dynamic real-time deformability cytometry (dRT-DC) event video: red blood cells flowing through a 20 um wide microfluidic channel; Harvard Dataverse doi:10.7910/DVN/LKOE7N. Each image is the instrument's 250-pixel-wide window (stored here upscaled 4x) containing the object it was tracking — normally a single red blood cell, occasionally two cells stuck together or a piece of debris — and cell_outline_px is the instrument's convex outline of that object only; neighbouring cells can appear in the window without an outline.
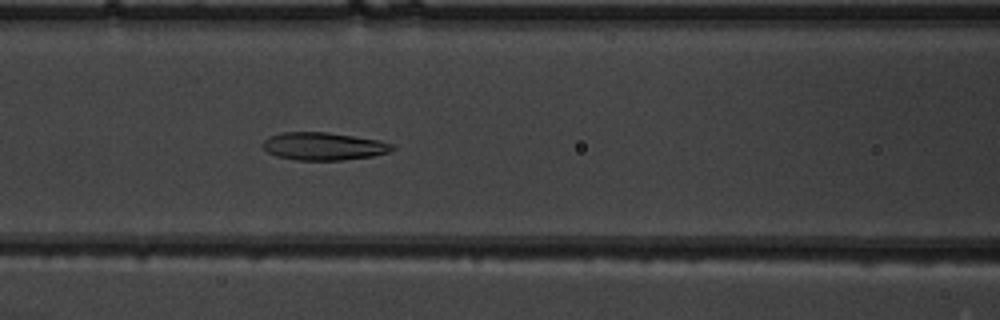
{"species": "common noctule bat (a hibernating species)", "species_latin": "Nyctalus noctula", "temperature_condition": "warm", "stored_images_in_passage": 50, "camera_frame_rate_fps": 3000, "um_per_image_px": 0.085, "animal": {"sex": "male", "body_mass_g": 19.5, "forearm_length_mm": 54.6}, "frame": {"image": 1, "passage_image": 21, "time_ms": 6.667, "image_size_px": [1000, 320], "cell_outline_px": [[396, 148], [388, 152], [372, 156], [344, 160], [296, 160], [276, 156], [268, 152], [260, 144], [268, 136], [284, 132], [328, 132], [380, 140], [392, 144]], "centroid_in_image_um": [27.49, 12.43], "position_along_channel_um": 139.1, "area_um2": 21.04}}
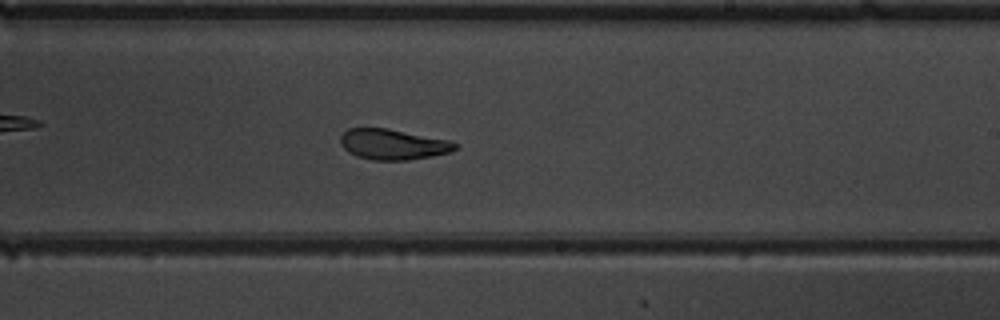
{"frame": {"image": 2, "passage_image": 30, "time_ms": 9.667, "image_size_px": [1000, 320], "cell_outline_px": [[456, 148], [448, 152], [432, 156], [408, 160], [372, 160], [356, 156], [348, 152], [340, 144], [340, 136], [348, 128], [388, 128], [448, 140], [456, 144]], "centroid_in_image_um": [33.34, 12.27], "position_along_channel_um": 255.7, "area_um2": 20.29}}
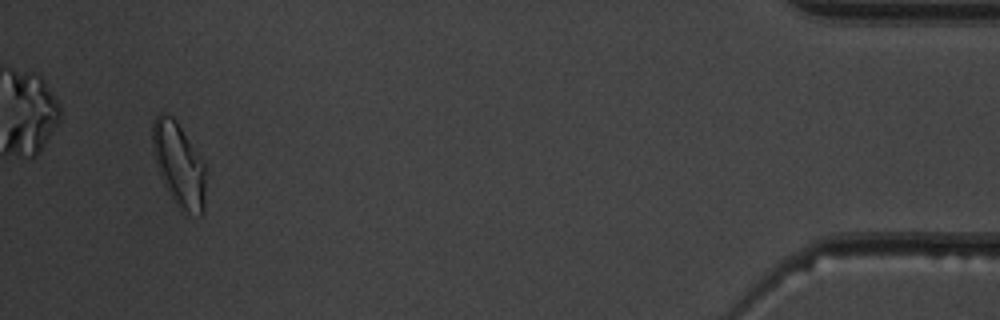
{"frame": {"image": 3, "passage_image": 48, "time_ms": 15.667, "image_size_px": [1000, 320], "cell_outline_px": [[204, 212], [200, 216], [184, 216], [172, 200], [160, 176], [156, 164], [152, 148], [152, 120], [160, 112], [164, 112], [172, 116], [176, 120], [204, 164]], "centroid_in_image_um": [15.17, 14.04], "position_along_channel_um": 420.0, "area_um2": 26.24}, "authors_computed_cell_mechanics": {"area_um2": 22.0507, "velocity_mm_per_s": 3.8938, "shape_relaxation_time_tau1_ms": 4.6875, "shape_relaxation_time_tau2_ms": 1.7632, "deformation_change_tau1": 0.169, "deformation_change_tau2": 0.0928}}